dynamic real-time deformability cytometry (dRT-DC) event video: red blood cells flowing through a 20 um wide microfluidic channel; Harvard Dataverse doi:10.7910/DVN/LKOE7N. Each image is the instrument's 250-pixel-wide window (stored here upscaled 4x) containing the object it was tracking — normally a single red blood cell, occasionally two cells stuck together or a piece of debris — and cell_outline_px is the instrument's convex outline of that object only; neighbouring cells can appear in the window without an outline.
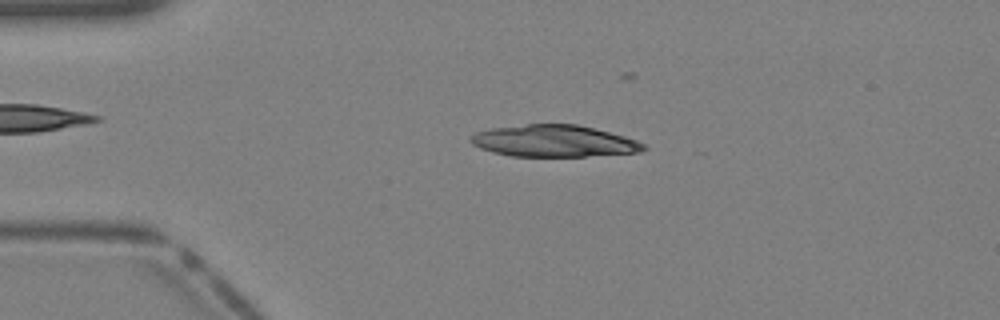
{"species": "Egyptian fruit bat (a non-hibernating species)", "species_latin": "Rousettus aegyptiacus", "temperature_condition": "warm", "stored_images_in_passage": 9, "camera_frame_rate_fps": 3000, "um_per_image_px": 0.085, "animal": {"sex": "female"}, "frame": {"image": 1, "passage_image": 1, "time_ms": 0.0, "image_size_px": [1000, 320], "cell_outline_px": [[648, 148], [640, 152], [584, 156], [512, 156], [492, 152], [480, 148], [472, 144], [468, 140], [476, 132], [492, 128], [528, 124], [576, 124], [624, 136], [636, 140], [644, 144]], "centroid_in_image_um": [47.07, 11.99], "position_along_channel_um": 37.9, "area_um2": 31.79}}